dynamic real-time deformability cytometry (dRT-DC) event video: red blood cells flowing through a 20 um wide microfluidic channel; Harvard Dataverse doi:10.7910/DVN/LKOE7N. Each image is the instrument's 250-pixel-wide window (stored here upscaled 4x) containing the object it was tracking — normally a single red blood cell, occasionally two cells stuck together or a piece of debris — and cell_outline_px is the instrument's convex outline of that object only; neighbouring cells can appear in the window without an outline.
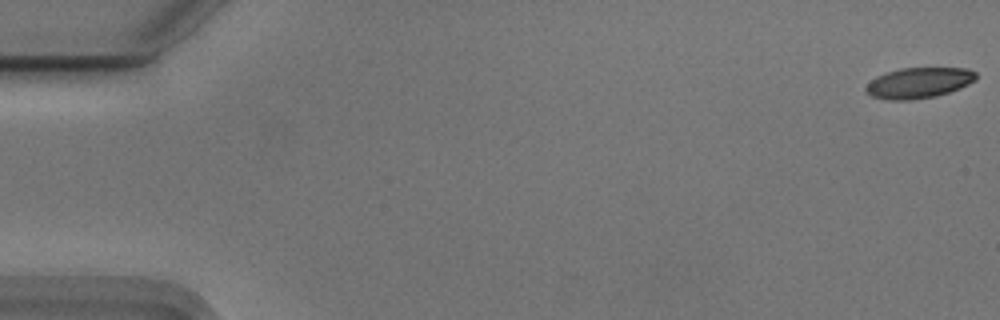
{"species": "Egyptian fruit bat (a non-hibernating species)", "species_latin": "Rousettus aegyptiacus", "temperature_condition": "cold", "stored_images_in_passage": 55, "camera_frame_rate_fps": 3000, "um_per_image_px": 0.085, "animal": {"sex": "male"}, "frame": {"image": 1, "passage_image": 1, "time_ms": 0.0, "image_size_px": [1000, 320], "cell_outline_px": [[976, 80], [960, 88], [936, 96], [912, 100], [888, 100], [872, 96], [864, 92], [864, 88], [876, 76], [900, 68], [968, 68], [976, 72]], "centroid_in_image_um": [78.09, 7.04], "position_along_channel_um": 6.9, "area_um2": 19.71}}
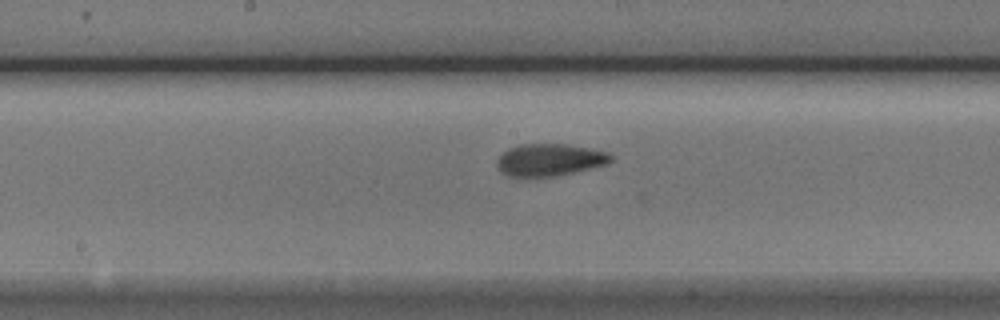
{"frame": {"image": 2, "passage_image": 29, "time_ms": 9.333, "image_size_px": [1000, 320], "cell_outline_px": [[612, 160], [608, 164], [572, 172], [552, 176], [508, 176], [500, 172], [496, 164], [496, 160], [508, 148], [520, 144], [568, 144], [592, 148], [608, 152], [612, 156]], "centroid_in_image_um": [46.72, 13.57], "position_along_channel_um": 201.5, "area_um2": 21.33}}
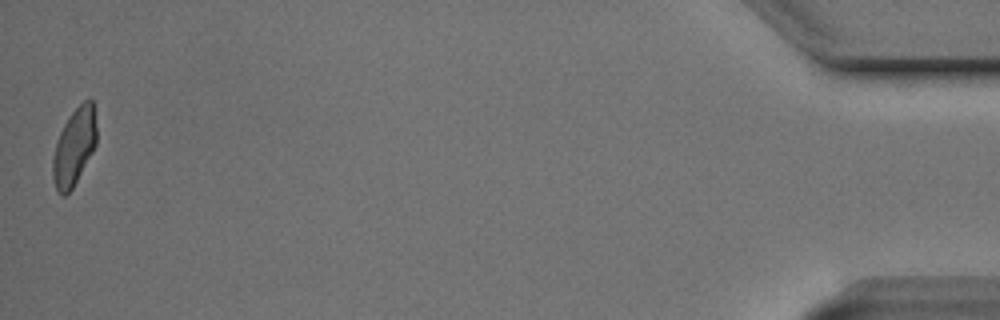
{"frame": {"image": 3, "passage_image": 55, "time_ms": 18.0, "image_size_px": [1000, 320], "cell_outline_px": [[96, 144], [92, 152], [72, 188], [64, 196], [60, 196], [56, 192], [52, 176], [52, 160], [56, 140], [68, 116], [84, 100], [92, 100], [96, 128]], "centroid_in_image_um": [6.27, 12.51], "position_along_channel_um": 428.9, "area_um2": 19.54}, "authors_computed_cell_mechanics": {"area_um2": 20.9236, "velocity_mm_per_s": 3.7374, "shape_relaxation_time_tau1_ms": 3.4464, "shape_relaxation_time_tau2_ms": 1.9274, "deformation_change_tau1": 0.1333, "deformation_change_tau2": 0.079}}